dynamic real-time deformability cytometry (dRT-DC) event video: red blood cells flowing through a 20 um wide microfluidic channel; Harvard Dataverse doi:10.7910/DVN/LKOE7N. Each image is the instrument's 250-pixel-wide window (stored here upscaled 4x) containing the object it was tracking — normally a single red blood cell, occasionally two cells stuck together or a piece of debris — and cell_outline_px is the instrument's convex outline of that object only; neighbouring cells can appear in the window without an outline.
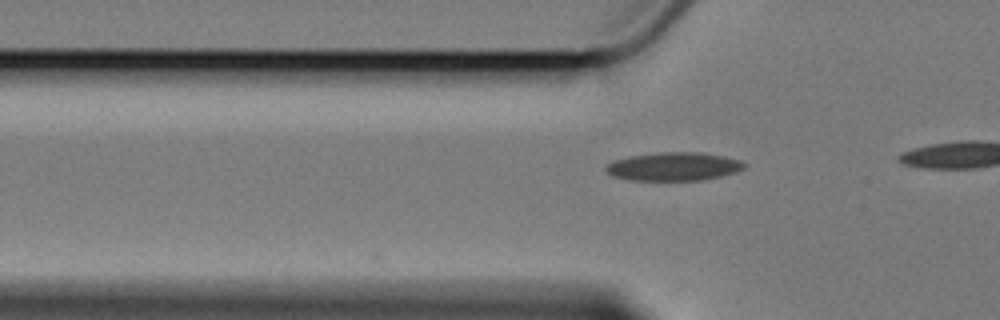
{"species": "Egyptian fruit bat (a non-hibernating species)", "species_latin": "Rousettus aegyptiacus", "temperature_condition": "cold", "stored_images_in_passage": 4, "camera_frame_rate_fps": 3000, "um_per_image_px": 0.085, "animal": {"sex": "female"}, "frame": {"image": 1, "passage_image": 4, "time_ms": 4.667, "image_size_px": [1000, 320], "cell_outline_px": [[748, 164], [744, 168], [736, 172], [704, 180], [628, 180], [612, 176], [604, 168], [604, 164], [612, 160], [628, 156], [656, 152], [700, 152], [724, 156], [740, 160]], "centroid_in_image_um": [57.23, 14.14], "position_along_channel_um": 68.6, "area_um2": 23.24}}